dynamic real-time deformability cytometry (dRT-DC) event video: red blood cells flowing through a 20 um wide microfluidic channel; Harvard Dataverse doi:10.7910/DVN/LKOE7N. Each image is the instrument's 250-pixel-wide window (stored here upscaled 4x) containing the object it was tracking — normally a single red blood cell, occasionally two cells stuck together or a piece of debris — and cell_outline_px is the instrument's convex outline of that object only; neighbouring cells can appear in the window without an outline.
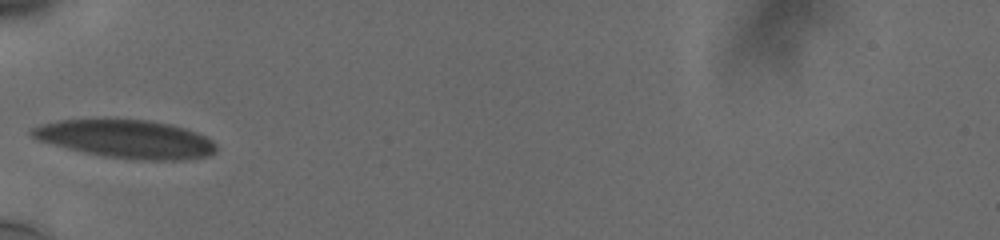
{"species": "human", "species_latin": "Homo sapiens", "temperature_condition": "cold", "stored_images_in_passage": 31, "camera_frame_rate_fps": 3000, "um_per_image_px": 0.085, "donor": {"sex": "male"}, "frame": {"image": 1, "passage_image": 1, "time_ms": 0.0, "image_size_px": [1000, 240], "cell_outline_px": [[216, 152], [208, 156], [184, 160], [136, 160], [104, 156], [80, 152], [40, 140], [32, 136], [28, 132], [32, 128], [40, 124], [60, 120], [144, 120], [168, 124], [184, 128], [196, 132], [212, 140], [216, 144]], "centroid_in_image_um": [10.74, 11.83], "position_along_channel_um": 74.3, "area_um2": 40.75}}